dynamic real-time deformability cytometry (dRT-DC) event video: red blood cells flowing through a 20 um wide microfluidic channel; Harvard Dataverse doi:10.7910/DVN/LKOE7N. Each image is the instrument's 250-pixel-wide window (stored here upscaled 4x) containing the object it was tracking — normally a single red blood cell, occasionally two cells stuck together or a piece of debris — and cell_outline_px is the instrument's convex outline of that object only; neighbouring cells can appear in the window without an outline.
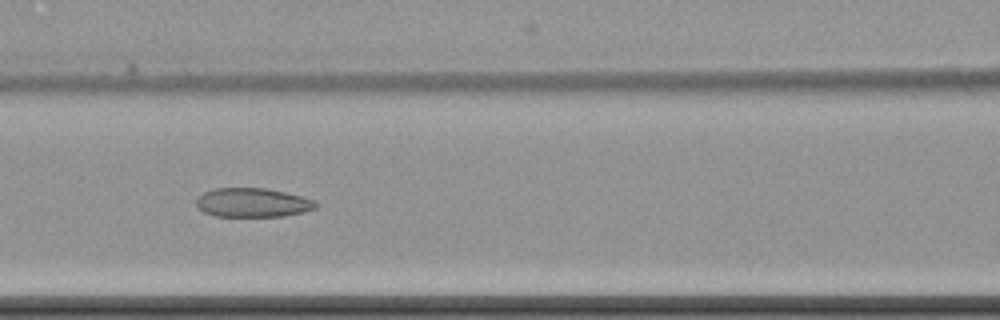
{"species": "common noctule bat (a hibernating species)", "species_latin": "Nyctalus noctula", "temperature_condition": "cold", "stored_images_in_passage": 6, "camera_frame_rate_fps": 3000, "um_per_image_px": 0.085, "animal": {"sex": "female", "body_mass_g": 22.7, "forearm_length_mm": 54.2}, "frame": {"image": 1, "passage_image": 5, "time_ms": 4.667, "image_size_px": [1000, 320], "cell_outline_px": [[320, 204], [316, 208], [304, 212], [284, 216], [212, 216], [196, 208], [196, 200], [204, 192], [212, 188], [264, 188], [284, 192], [316, 200]], "centroid_in_image_um": [21.47, 17.22], "position_along_channel_um": 145.1, "area_um2": 20.4}}
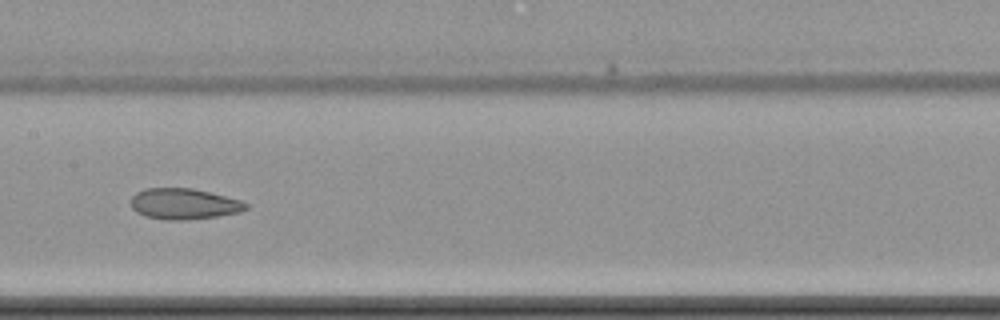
{"frame": {"image": 2, "passage_image": 6, "time_ms": 6.0, "image_size_px": [1000, 320], "cell_outline_px": [[248, 208], [240, 212], [216, 216], [188, 220], [164, 220], [144, 216], [136, 212], [132, 208], [132, 196], [136, 192], [144, 188], [192, 188], [240, 200], [248, 204]], "centroid_in_image_um": [15.6, 17.33], "position_along_channel_um": 191.8, "area_um2": 20.69}}